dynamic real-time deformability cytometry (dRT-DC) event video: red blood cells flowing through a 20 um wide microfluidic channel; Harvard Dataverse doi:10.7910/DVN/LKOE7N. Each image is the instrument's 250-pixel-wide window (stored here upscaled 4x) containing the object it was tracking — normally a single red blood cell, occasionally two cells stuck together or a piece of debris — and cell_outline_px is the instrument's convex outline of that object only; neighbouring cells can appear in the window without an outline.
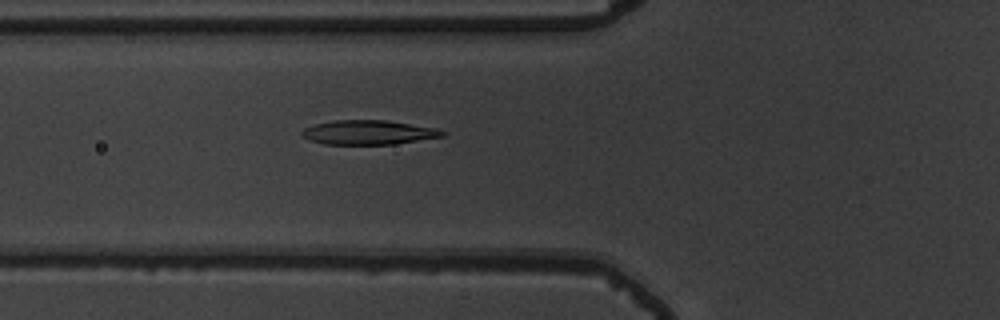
{"species": "common noctule bat (a hibernating species)", "species_latin": "Nyctalus noctula", "temperature_condition": "warm", "stored_images_in_passage": 55, "camera_frame_rate_fps": 3000, "um_per_image_px": 0.085, "animal": {"sex": "male", "body_mass_g": 19.5, "forearm_length_mm": 54.6}, "frame": {"image": 1, "passage_image": 21, "time_ms": 6.667, "image_size_px": [1000, 320], "cell_outline_px": [[448, 132], [444, 136], [396, 144], [324, 144], [300, 136], [300, 132], [304, 128], [316, 124], [336, 120], [384, 120], [436, 128]], "centroid_in_image_um": [31.33, 11.26], "position_along_channel_um": 94.5, "area_um2": 19.83}}
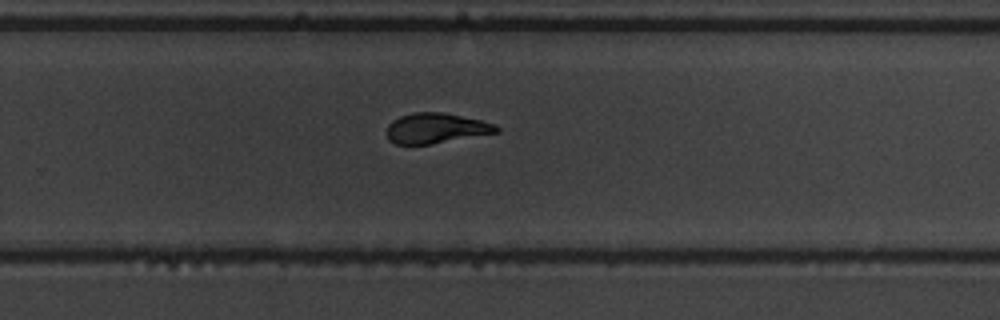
{"frame": {"image": 2, "passage_image": 37, "time_ms": 12.0, "image_size_px": [1000, 320], "cell_outline_px": [[500, 132], [432, 144], [396, 144], [388, 140], [388, 124], [392, 120], [400, 116], [412, 112], [440, 112], [480, 120], [492, 124], [500, 128]], "centroid_in_image_um": [37.04, 10.9], "position_along_channel_um": 292.8, "area_um2": 19.19}}
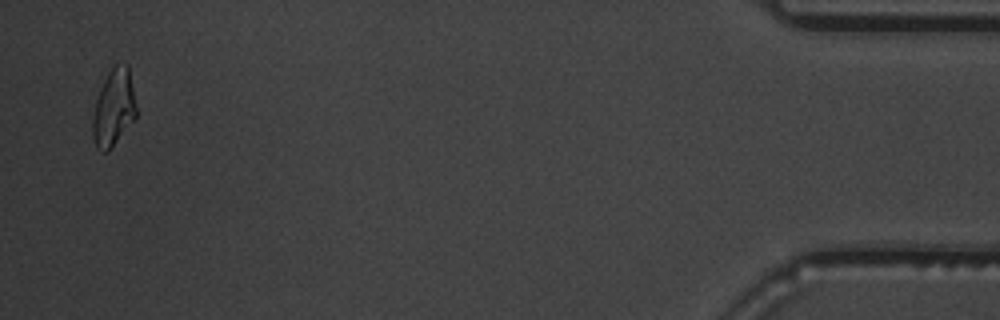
{"frame": {"image": 3, "passage_image": 54, "time_ms": 17.667, "image_size_px": [1000, 320], "cell_outline_px": [[136, 120], [108, 152], [100, 152], [96, 148], [92, 136], [92, 120], [96, 100], [100, 88], [108, 72], [116, 64], [128, 64], [136, 108]], "centroid_in_image_um": [9.66, 9.23], "position_along_channel_um": 425.5, "area_um2": 19.77}, "authors_computed_cell_mechanics": {"area_um2": 20.0566, "velocity_mm_per_s": 3.7253, "shape_relaxation_time_tau1_ms": 6.1312, "shape_relaxation_time_tau2_ms": 2.0455, "deformation_change_tau1": 0.2228, "deformation_change_tau2": 0.087}}